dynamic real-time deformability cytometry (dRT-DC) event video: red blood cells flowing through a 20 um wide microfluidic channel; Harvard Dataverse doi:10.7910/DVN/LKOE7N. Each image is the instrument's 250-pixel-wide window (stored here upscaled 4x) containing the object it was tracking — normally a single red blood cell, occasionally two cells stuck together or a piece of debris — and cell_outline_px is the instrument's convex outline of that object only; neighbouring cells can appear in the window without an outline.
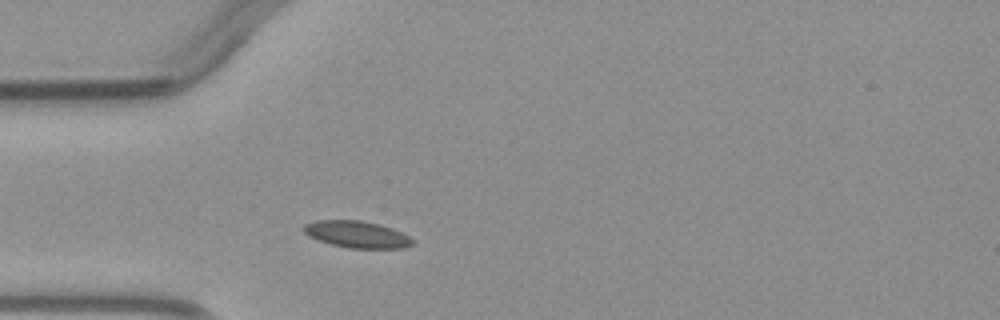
{"species": "common noctule bat (a hibernating species)", "species_latin": "Nyctalus noctula", "temperature_condition": "warm", "stored_images_in_passage": 1, "camera_frame_rate_fps": 3000, "um_per_image_px": 0.085, "animal": {"sex": "male", "body_mass_g": 23.1, "forearm_length_mm": 52.7}, "frame": {"image": 1, "passage_image": 1, "time_ms": 0.0, "image_size_px": [1000, 320], "cell_outline_px": [[416, 240], [412, 244], [400, 248], [348, 248], [332, 244], [308, 236], [304, 232], [304, 224], [316, 220], [360, 220], [380, 224], [392, 228]], "centroid_in_image_um": [30.34, 19.91], "position_along_channel_um": 54.7, "area_um2": 16.88}}